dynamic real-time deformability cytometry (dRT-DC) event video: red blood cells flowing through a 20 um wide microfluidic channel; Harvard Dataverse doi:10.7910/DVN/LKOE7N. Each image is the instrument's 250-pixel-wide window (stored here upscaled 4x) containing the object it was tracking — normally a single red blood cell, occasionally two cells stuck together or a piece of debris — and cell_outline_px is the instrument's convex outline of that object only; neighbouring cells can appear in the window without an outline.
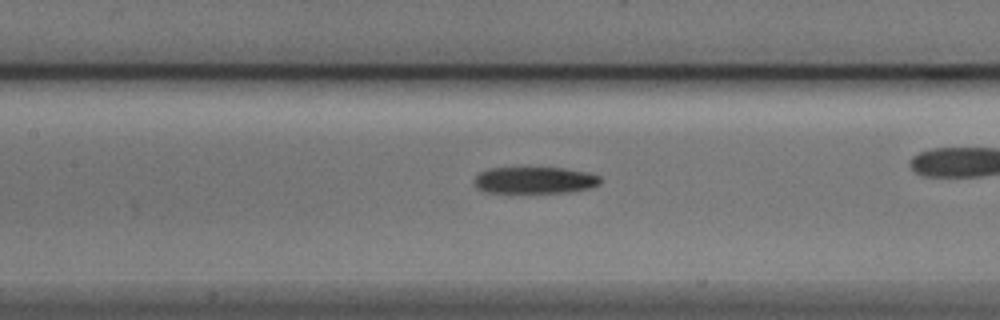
{"species": "Egyptian fruit bat (a non-hibernating species)", "species_latin": "Rousettus aegyptiacus", "temperature_condition": "cold", "stored_images_in_passage": 34, "camera_frame_rate_fps": 3000, "um_per_image_px": 0.085, "animal": {"sex": "male"}, "frame": {"image": 1, "passage_image": 15, "time_ms": 4.667, "image_size_px": [1000, 320], "cell_outline_px": [[600, 184], [588, 188], [568, 192], [488, 192], [476, 188], [476, 176], [480, 172], [488, 168], [564, 168], [584, 172], [600, 176]], "centroid_in_image_um": [45.44, 15.31], "position_along_channel_um": 162.0, "area_um2": 19.25}, "authors_computed_cell_mechanics": {"area_um2": 20.519, "velocity_mm_per_s": 3.9065, "shape_relaxation_time_tau1_ms": 3.8346, "shape_relaxation_time_tau2_ms": null, "deformation_change_tau1": 0.1513, "deformation_change_tau2": null}}